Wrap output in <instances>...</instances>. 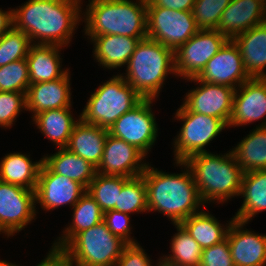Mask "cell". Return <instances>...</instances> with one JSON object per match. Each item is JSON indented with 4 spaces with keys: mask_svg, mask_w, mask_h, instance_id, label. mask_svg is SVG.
I'll use <instances>...</instances> for the list:
<instances>
[{
    "mask_svg": "<svg viewBox=\"0 0 266 266\" xmlns=\"http://www.w3.org/2000/svg\"><path fill=\"white\" fill-rule=\"evenodd\" d=\"M80 6L81 0H28L13 9V26L28 35L32 44L66 47L83 18Z\"/></svg>",
    "mask_w": 266,
    "mask_h": 266,
    "instance_id": "obj_1",
    "label": "cell"
},
{
    "mask_svg": "<svg viewBox=\"0 0 266 266\" xmlns=\"http://www.w3.org/2000/svg\"><path fill=\"white\" fill-rule=\"evenodd\" d=\"M185 167L183 173L168 174L147 165L142 176L147 189L148 211H158L180 224L205 205L200 199L193 174L184 162H176Z\"/></svg>",
    "mask_w": 266,
    "mask_h": 266,
    "instance_id": "obj_2",
    "label": "cell"
},
{
    "mask_svg": "<svg viewBox=\"0 0 266 266\" xmlns=\"http://www.w3.org/2000/svg\"><path fill=\"white\" fill-rule=\"evenodd\" d=\"M191 170L203 203H222L239 196L243 171L232 150L220 156L197 153L183 161Z\"/></svg>",
    "mask_w": 266,
    "mask_h": 266,
    "instance_id": "obj_3",
    "label": "cell"
},
{
    "mask_svg": "<svg viewBox=\"0 0 266 266\" xmlns=\"http://www.w3.org/2000/svg\"><path fill=\"white\" fill-rule=\"evenodd\" d=\"M85 35H124L147 38V0H89ZM139 2V3H138Z\"/></svg>",
    "mask_w": 266,
    "mask_h": 266,
    "instance_id": "obj_4",
    "label": "cell"
},
{
    "mask_svg": "<svg viewBox=\"0 0 266 266\" xmlns=\"http://www.w3.org/2000/svg\"><path fill=\"white\" fill-rule=\"evenodd\" d=\"M126 72L124 79L142 98L155 99L168 73L175 74L174 51L149 38L140 40Z\"/></svg>",
    "mask_w": 266,
    "mask_h": 266,
    "instance_id": "obj_5",
    "label": "cell"
},
{
    "mask_svg": "<svg viewBox=\"0 0 266 266\" xmlns=\"http://www.w3.org/2000/svg\"><path fill=\"white\" fill-rule=\"evenodd\" d=\"M142 99L124 79L123 74L114 75L91 94L79 116L87 124L110 129L117 119Z\"/></svg>",
    "mask_w": 266,
    "mask_h": 266,
    "instance_id": "obj_6",
    "label": "cell"
},
{
    "mask_svg": "<svg viewBox=\"0 0 266 266\" xmlns=\"http://www.w3.org/2000/svg\"><path fill=\"white\" fill-rule=\"evenodd\" d=\"M126 245L101 221L79 232L60 252L72 266H115Z\"/></svg>",
    "mask_w": 266,
    "mask_h": 266,
    "instance_id": "obj_7",
    "label": "cell"
},
{
    "mask_svg": "<svg viewBox=\"0 0 266 266\" xmlns=\"http://www.w3.org/2000/svg\"><path fill=\"white\" fill-rule=\"evenodd\" d=\"M184 123L174 141L176 162H183L191 155L208 152L204 149L228 125L219 118L195 113L183 104L175 114Z\"/></svg>",
    "mask_w": 266,
    "mask_h": 266,
    "instance_id": "obj_8",
    "label": "cell"
},
{
    "mask_svg": "<svg viewBox=\"0 0 266 266\" xmlns=\"http://www.w3.org/2000/svg\"><path fill=\"white\" fill-rule=\"evenodd\" d=\"M199 31L192 11L147 7V38L175 51Z\"/></svg>",
    "mask_w": 266,
    "mask_h": 266,
    "instance_id": "obj_9",
    "label": "cell"
},
{
    "mask_svg": "<svg viewBox=\"0 0 266 266\" xmlns=\"http://www.w3.org/2000/svg\"><path fill=\"white\" fill-rule=\"evenodd\" d=\"M155 99L143 98L130 111L124 113L108 129L110 135L124 140L140 150L145 156L152 148L158 127L151 104Z\"/></svg>",
    "mask_w": 266,
    "mask_h": 266,
    "instance_id": "obj_10",
    "label": "cell"
},
{
    "mask_svg": "<svg viewBox=\"0 0 266 266\" xmlns=\"http://www.w3.org/2000/svg\"><path fill=\"white\" fill-rule=\"evenodd\" d=\"M228 39L217 30H199L174 51L175 75L196 78Z\"/></svg>",
    "mask_w": 266,
    "mask_h": 266,
    "instance_id": "obj_11",
    "label": "cell"
},
{
    "mask_svg": "<svg viewBox=\"0 0 266 266\" xmlns=\"http://www.w3.org/2000/svg\"><path fill=\"white\" fill-rule=\"evenodd\" d=\"M35 191L0 181V230L7 237L23 230L36 216Z\"/></svg>",
    "mask_w": 266,
    "mask_h": 266,
    "instance_id": "obj_12",
    "label": "cell"
},
{
    "mask_svg": "<svg viewBox=\"0 0 266 266\" xmlns=\"http://www.w3.org/2000/svg\"><path fill=\"white\" fill-rule=\"evenodd\" d=\"M188 80L200 85L185 95L183 105L192 112L222 119L228 125L233 109L235 88L203 82L197 77Z\"/></svg>",
    "mask_w": 266,
    "mask_h": 266,
    "instance_id": "obj_13",
    "label": "cell"
},
{
    "mask_svg": "<svg viewBox=\"0 0 266 266\" xmlns=\"http://www.w3.org/2000/svg\"><path fill=\"white\" fill-rule=\"evenodd\" d=\"M86 191L79 182L54 173L42 163L35 189V201L42 209L54 210L65 204L73 207Z\"/></svg>",
    "mask_w": 266,
    "mask_h": 266,
    "instance_id": "obj_14",
    "label": "cell"
},
{
    "mask_svg": "<svg viewBox=\"0 0 266 266\" xmlns=\"http://www.w3.org/2000/svg\"><path fill=\"white\" fill-rule=\"evenodd\" d=\"M144 158L146 156L136 147L108 133L96 172L105 176L137 177L143 174L148 165L142 162Z\"/></svg>",
    "mask_w": 266,
    "mask_h": 266,
    "instance_id": "obj_15",
    "label": "cell"
},
{
    "mask_svg": "<svg viewBox=\"0 0 266 266\" xmlns=\"http://www.w3.org/2000/svg\"><path fill=\"white\" fill-rule=\"evenodd\" d=\"M197 78L203 82L227 85L235 89L250 79L244 69L239 48L233 40H228L223 45Z\"/></svg>",
    "mask_w": 266,
    "mask_h": 266,
    "instance_id": "obj_16",
    "label": "cell"
},
{
    "mask_svg": "<svg viewBox=\"0 0 266 266\" xmlns=\"http://www.w3.org/2000/svg\"><path fill=\"white\" fill-rule=\"evenodd\" d=\"M264 116L266 117V78H250L235 89L228 127L247 125Z\"/></svg>",
    "mask_w": 266,
    "mask_h": 266,
    "instance_id": "obj_17",
    "label": "cell"
},
{
    "mask_svg": "<svg viewBox=\"0 0 266 266\" xmlns=\"http://www.w3.org/2000/svg\"><path fill=\"white\" fill-rule=\"evenodd\" d=\"M266 21V0H232L216 30L228 40Z\"/></svg>",
    "mask_w": 266,
    "mask_h": 266,
    "instance_id": "obj_18",
    "label": "cell"
},
{
    "mask_svg": "<svg viewBox=\"0 0 266 266\" xmlns=\"http://www.w3.org/2000/svg\"><path fill=\"white\" fill-rule=\"evenodd\" d=\"M245 222L233 220L227 232L235 266H266V235L243 230Z\"/></svg>",
    "mask_w": 266,
    "mask_h": 266,
    "instance_id": "obj_19",
    "label": "cell"
},
{
    "mask_svg": "<svg viewBox=\"0 0 266 266\" xmlns=\"http://www.w3.org/2000/svg\"><path fill=\"white\" fill-rule=\"evenodd\" d=\"M70 72L54 81L30 84L26 93V109L34 115L43 111L71 107Z\"/></svg>",
    "mask_w": 266,
    "mask_h": 266,
    "instance_id": "obj_20",
    "label": "cell"
},
{
    "mask_svg": "<svg viewBox=\"0 0 266 266\" xmlns=\"http://www.w3.org/2000/svg\"><path fill=\"white\" fill-rule=\"evenodd\" d=\"M242 56L244 69L250 78H266V21L233 39Z\"/></svg>",
    "mask_w": 266,
    "mask_h": 266,
    "instance_id": "obj_21",
    "label": "cell"
},
{
    "mask_svg": "<svg viewBox=\"0 0 266 266\" xmlns=\"http://www.w3.org/2000/svg\"><path fill=\"white\" fill-rule=\"evenodd\" d=\"M108 133V129L87 124L79 118L66 148L97 168L103 156Z\"/></svg>",
    "mask_w": 266,
    "mask_h": 266,
    "instance_id": "obj_22",
    "label": "cell"
},
{
    "mask_svg": "<svg viewBox=\"0 0 266 266\" xmlns=\"http://www.w3.org/2000/svg\"><path fill=\"white\" fill-rule=\"evenodd\" d=\"M145 38L124 35H99L90 40L94 43V56L105 68H119L127 65L140 40Z\"/></svg>",
    "mask_w": 266,
    "mask_h": 266,
    "instance_id": "obj_23",
    "label": "cell"
},
{
    "mask_svg": "<svg viewBox=\"0 0 266 266\" xmlns=\"http://www.w3.org/2000/svg\"><path fill=\"white\" fill-rule=\"evenodd\" d=\"M62 46L33 44L26 61L30 84L54 81L62 78L69 69H61L59 49Z\"/></svg>",
    "mask_w": 266,
    "mask_h": 266,
    "instance_id": "obj_24",
    "label": "cell"
},
{
    "mask_svg": "<svg viewBox=\"0 0 266 266\" xmlns=\"http://www.w3.org/2000/svg\"><path fill=\"white\" fill-rule=\"evenodd\" d=\"M239 196L244 197L235 220L248 223L256 214L266 210V170L243 173Z\"/></svg>",
    "mask_w": 266,
    "mask_h": 266,
    "instance_id": "obj_25",
    "label": "cell"
},
{
    "mask_svg": "<svg viewBox=\"0 0 266 266\" xmlns=\"http://www.w3.org/2000/svg\"><path fill=\"white\" fill-rule=\"evenodd\" d=\"M42 163L43 158L32 163L28 155L9 153L0 161V181L35 191Z\"/></svg>",
    "mask_w": 266,
    "mask_h": 266,
    "instance_id": "obj_26",
    "label": "cell"
},
{
    "mask_svg": "<svg viewBox=\"0 0 266 266\" xmlns=\"http://www.w3.org/2000/svg\"><path fill=\"white\" fill-rule=\"evenodd\" d=\"M70 107L51 109L33 115V121L41 133L58 148H66L74 126L79 120H74Z\"/></svg>",
    "mask_w": 266,
    "mask_h": 266,
    "instance_id": "obj_27",
    "label": "cell"
},
{
    "mask_svg": "<svg viewBox=\"0 0 266 266\" xmlns=\"http://www.w3.org/2000/svg\"><path fill=\"white\" fill-rule=\"evenodd\" d=\"M43 162L59 175L68 177L82 184L86 189L95 177L96 167L89 161L70 152L67 148H59L55 154L44 156Z\"/></svg>",
    "mask_w": 266,
    "mask_h": 266,
    "instance_id": "obj_28",
    "label": "cell"
},
{
    "mask_svg": "<svg viewBox=\"0 0 266 266\" xmlns=\"http://www.w3.org/2000/svg\"><path fill=\"white\" fill-rule=\"evenodd\" d=\"M73 220L69 227L63 231L52 248L61 251L79 232L89 229L103 221L104 212L94 198L86 191L78 202L73 206Z\"/></svg>",
    "mask_w": 266,
    "mask_h": 266,
    "instance_id": "obj_29",
    "label": "cell"
},
{
    "mask_svg": "<svg viewBox=\"0 0 266 266\" xmlns=\"http://www.w3.org/2000/svg\"><path fill=\"white\" fill-rule=\"evenodd\" d=\"M232 149L243 173L266 170V118Z\"/></svg>",
    "mask_w": 266,
    "mask_h": 266,
    "instance_id": "obj_30",
    "label": "cell"
},
{
    "mask_svg": "<svg viewBox=\"0 0 266 266\" xmlns=\"http://www.w3.org/2000/svg\"><path fill=\"white\" fill-rule=\"evenodd\" d=\"M234 217L224 228L217 219L206 211L200 210L184 219L180 225L201 246L202 249L211 247L226 239L228 229Z\"/></svg>",
    "mask_w": 266,
    "mask_h": 266,
    "instance_id": "obj_31",
    "label": "cell"
},
{
    "mask_svg": "<svg viewBox=\"0 0 266 266\" xmlns=\"http://www.w3.org/2000/svg\"><path fill=\"white\" fill-rule=\"evenodd\" d=\"M130 178L124 176H105L95 174L87 192L94 198L103 212L114 210L118 206V198L123 185Z\"/></svg>",
    "mask_w": 266,
    "mask_h": 266,
    "instance_id": "obj_32",
    "label": "cell"
},
{
    "mask_svg": "<svg viewBox=\"0 0 266 266\" xmlns=\"http://www.w3.org/2000/svg\"><path fill=\"white\" fill-rule=\"evenodd\" d=\"M114 210L127 214L148 211L147 189L142 175L130 178L123 185Z\"/></svg>",
    "mask_w": 266,
    "mask_h": 266,
    "instance_id": "obj_33",
    "label": "cell"
},
{
    "mask_svg": "<svg viewBox=\"0 0 266 266\" xmlns=\"http://www.w3.org/2000/svg\"><path fill=\"white\" fill-rule=\"evenodd\" d=\"M175 226L178 232L173 235L170 246L173 255L165 257L188 266H199L202 255L201 246L180 224H175Z\"/></svg>",
    "mask_w": 266,
    "mask_h": 266,
    "instance_id": "obj_34",
    "label": "cell"
},
{
    "mask_svg": "<svg viewBox=\"0 0 266 266\" xmlns=\"http://www.w3.org/2000/svg\"><path fill=\"white\" fill-rule=\"evenodd\" d=\"M31 43L28 35L12 26L0 37V67L26 58Z\"/></svg>",
    "mask_w": 266,
    "mask_h": 266,
    "instance_id": "obj_35",
    "label": "cell"
},
{
    "mask_svg": "<svg viewBox=\"0 0 266 266\" xmlns=\"http://www.w3.org/2000/svg\"><path fill=\"white\" fill-rule=\"evenodd\" d=\"M30 85L26 58L0 67V91L27 93Z\"/></svg>",
    "mask_w": 266,
    "mask_h": 266,
    "instance_id": "obj_36",
    "label": "cell"
},
{
    "mask_svg": "<svg viewBox=\"0 0 266 266\" xmlns=\"http://www.w3.org/2000/svg\"><path fill=\"white\" fill-rule=\"evenodd\" d=\"M232 0H195L193 17L199 30H216L221 15Z\"/></svg>",
    "mask_w": 266,
    "mask_h": 266,
    "instance_id": "obj_37",
    "label": "cell"
},
{
    "mask_svg": "<svg viewBox=\"0 0 266 266\" xmlns=\"http://www.w3.org/2000/svg\"><path fill=\"white\" fill-rule=\"evenodd\" d=\"M26 110V94L0 91V126L11 127L16 117Z\"/></svg>",
    "mask_w": 266,
    "mask_h": 266,
    "instance_id": "obj_38",
    "label": "cell"
},
{
    "mask_svg": "<svg viewBox=\"0 0 266 266\" xmlns=\"http://www.w3.org/2000/svg\"><path fill=\"white\" fill-rule=\"evenodd\" d=\"M130 216L116 210H109L104 212L103 221L106 223L110 232L120 237L127 244H136L137 240L131 238L130 234Z\"/></svg>",
    "mask_w": 266,
    "mask_h": 266,
    "instance_id": "obj_39",
    "label": "cell"
},
{
    "mask_svg": "<svg viewBox=\"0 0 266 266\" xmlns=\"http://www.w3.org/2000/svg\"><path fill=\"white\" fill-rule=\"evenodd\" d=\"M199 266H235L228 239L226 238L218 244L202 249Z\"/></svg>",
    "mask_w": 266,
    "mask_h": 266,
    "instance_id": "obj_40",
    "label": "cell"
},
{
    "mask_svg": "<svg viewBox=\"0 0 266 266\" xmlns=\"http://www.w3.org/2000/svg\"><path fill=\"white\" fill-rule=\"evenodd\" d=\"M144 249L136 244H127L115 266H152Z\"/></svg>",
    "mask_w": 266,
    "mask_h": 266,
    "instance_id": "obj_41",
    "label": "cell"
},
{
    "mask_svg": "<svg viewBox=\"0 0 266 266\" xmlns=\"http://www.w3.org/2000/svg\"><path fill=\"white\" fill-rule=\"evenodd\" d=\"M195 0H147V7H165L178 11H192Z\"/></svg>",
    "mask_w": 266,
    "mask_h": 266,
    "instance_id": "obj_42",
    "label": "cell"
},
{
    "mask_svg": "<svg viewBox=\"0 0 266 266\" xmlns=\"http://www.w3.org/2000/svg\"><path fill=\"white\" fill-rule=\"evenodd\" d=\"M36 266H72L68 259L60 252L51 249L45 257L38 265Z\"/></svg>",
    "mask_w": 266,
    "mask_h": 266,
    "instance_id": "obj_43",
    "label": "cell"
},
{
    "mask_svg": "<svg viewBox=\"0 0 266 266\" xmlns=\"http://www.w3.org/2000/svg\"><path fill=\"white\" fill-rule=\"evenodd\" d=\"M13 26V10L0 9V37Z\"/></svg>",
    "mask_w": 266,
    "mask_h": 266,
    "instance_id": "obj_44",
    "label": "cell"
},
{
    "mask_svg": "<svg viewBox=\"0 0 266 266\" xmlns=\"http://www.w3.org/2000/svg\"><path fill=\"white\" fill-rule=\"evenodd\" d=\"M158 266H188V265L174 262L172 260H169L166 257H164V258L161 257L159 259Z\"/></svg>",
    "mask_w": 266,
    "mask_h": 266,
    "instance_id": "obj_45",
    "label": "cell"
},
{
    "mask_svg": "<svg viewBox=\"0 0 266 266\" xmlns=\"http://www.w3.org/2000/svg\"><path fill=\"white\" fill-rule=\"evenodd\" d=\"M0 266H18V265H15V264H13V263H9V262H7V261H1L0 260Z\"/></svg>",
    "mask_w": 266,
    "mask_h": 266,
    "instance_id": "obj_46",
    "label": "cell"
}]
</instances>
